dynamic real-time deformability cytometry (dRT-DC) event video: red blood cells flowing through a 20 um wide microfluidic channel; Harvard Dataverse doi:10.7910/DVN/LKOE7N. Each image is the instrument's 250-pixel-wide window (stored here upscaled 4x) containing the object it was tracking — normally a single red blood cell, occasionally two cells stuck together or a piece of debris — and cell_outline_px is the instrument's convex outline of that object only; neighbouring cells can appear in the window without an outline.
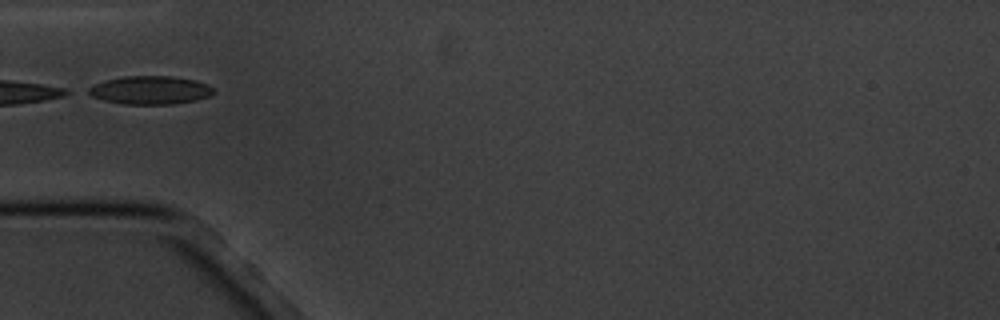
{"species": "common noctule bat (a hibernating species)", "species_latin": "Nyctalus noctula", "temperature_condition": "cold", "stored_images_in_passage": 16, "camera_frame_rate_fps": 3000, "um_per_image_px": 0.085, "animal": {"sex": "male", "body_mass_g": 20.1, "forearm_length_mm": 53.5}, "frame": {"image": 1, "passage_image": 5, "time_ms": 4.667, "image_size_px": [1000, 320], "cell_outline_px": [[216, 92], [208, 96], [196, 100], [172, 104], [124, 104], [104, 100], [92, 96], [84, 92], [88, 88], [104, 80], [124, 76], [172, 76], [196, 80], [208, 84]], "centroid_in_image_um": [12.76, 7.65], "position_along_channel_um": 72.2, "area_um2": 20.69}}